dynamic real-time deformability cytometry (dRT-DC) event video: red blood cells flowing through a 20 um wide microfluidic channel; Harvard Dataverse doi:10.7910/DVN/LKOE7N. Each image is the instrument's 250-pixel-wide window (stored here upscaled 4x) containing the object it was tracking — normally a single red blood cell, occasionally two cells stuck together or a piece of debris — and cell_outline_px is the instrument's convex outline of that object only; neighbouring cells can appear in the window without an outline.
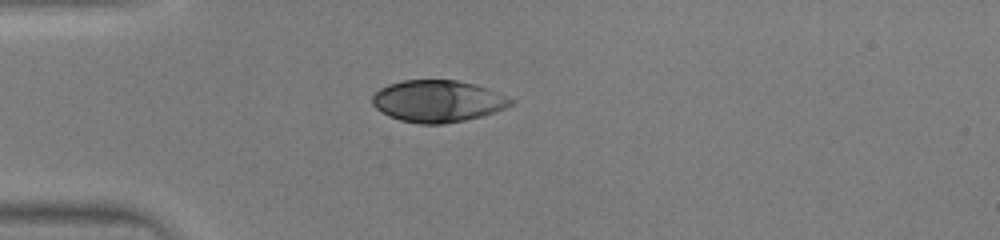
{"species": "human", "species_latin": "Homo sapiens", "temperature_condition": "warm", "stored_images_in_passage": 33, "camera_frame_rate_fps": 3000, "um_per_image_px": 0.085, "donor": {"sex": "male"}, "frame": {"image": 1, "passage_image": 1, "time_ms": 0.0, "image_size_px": [1000, 240], "cell_outline_px": [[512, 104], [504, 108], [480, 116], [464, 120], [444, 124], [420, 124], [400, 120], [388, 116], [380, 112], [372, 104], [372, 96], [380, 88], [388, 84], [404, 80], [456, 80], [476, 84], [504, 96], [512, 100]], "centroid_in_image_um": [37.13, 8.6], "position_along_channel_um": 47.9, "area_um2": 33.47}}
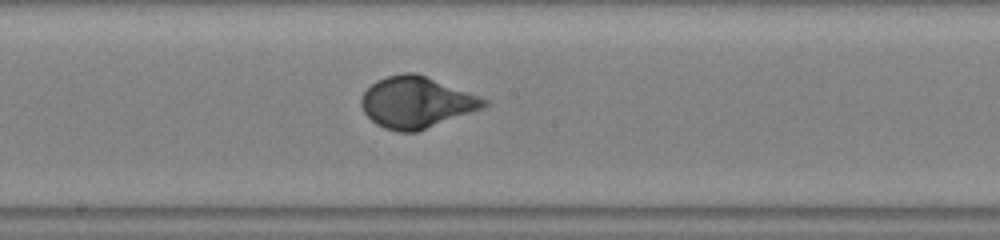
{"frame": {"image": 2, "passage_image": 13, "time_ms": 4.0, "image_size_px": [1000, 240], "cell_outline_px": [[488, 104], [484, 108], [416, 132], [400, 132], [384, 128], [376, 124], [364, 112], [360, 104], [360, 100], [364, 92], [376, 80], [388, 76], [404, 72], [416, 72], [480, 96], [488, 100]], "centroid_in_image_um": [35.4, 8.69], "position_along_channel_um": 212.8, "area_um2": 36.65}}
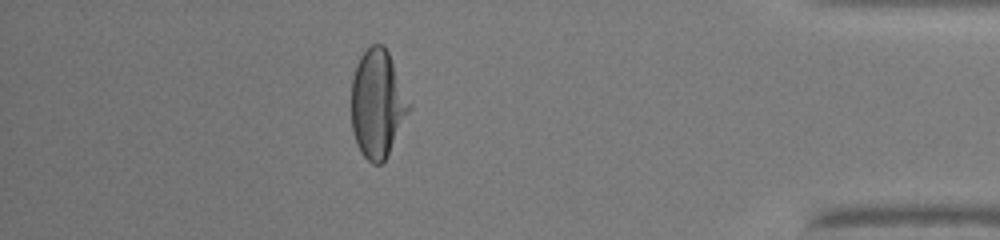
{"frame": {"image": 3, "passage_image": 28, "time_ms": 9.0, "image_size_px": [1000, 240], "cell_outline_px": [[412, 108], [384, 160], [380, 164], [372, 164], [364, 156], [356, 144], [352, 128], [352, 76], [356, 64], [360, 56], [372, 44], [384, 44], [388, 52], [412, 104]], "centroid_in_image_um": [32.1, 8.8], "position_along_channel_um": 403.1, "area_um2": 36.3}}